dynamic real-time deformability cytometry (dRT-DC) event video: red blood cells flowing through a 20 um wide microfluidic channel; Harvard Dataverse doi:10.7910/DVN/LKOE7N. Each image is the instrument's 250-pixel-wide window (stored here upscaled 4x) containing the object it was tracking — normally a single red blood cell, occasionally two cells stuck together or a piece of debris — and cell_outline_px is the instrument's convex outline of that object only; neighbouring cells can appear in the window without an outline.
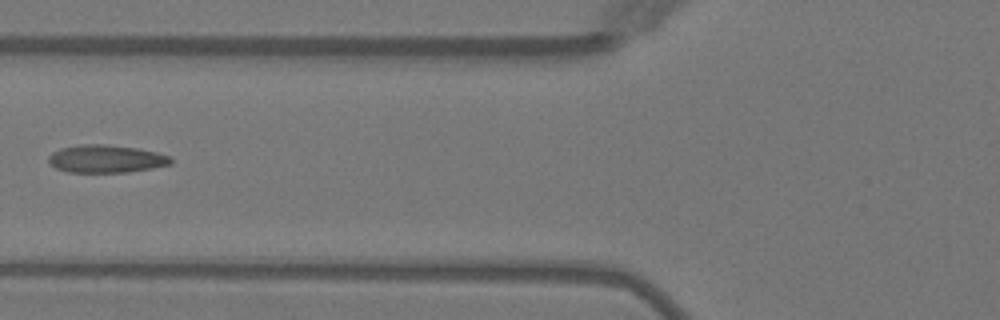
{"species": "Egyptian fruit bat (a non-hibernating species)", "species_latin": "Rousettus aegyptiacus", "temperature_condition": "warm", "stored_images_in_passage": 5, "camera_frame_rate_fps": 3000, "um_per_image_px": 0.085, "animal": {"sex": "female"}, "frame": {"image": 1, "passage_image": 5, "time_ms": 5.333, "image_size_px": [1000, 320], "cell_outline_px": [[172, 164], [152, 168], [128, 172], [68, 172], [56, 168], [48, 160], [48, 156], [52, 152], [60, 148], [80, 144], [104, 144], [140, 148], [172, 156]], "centroid_in_image_um": [9.04, 13.49], "position_along_channel_um": 116.8, "area_um2": 19.94}}